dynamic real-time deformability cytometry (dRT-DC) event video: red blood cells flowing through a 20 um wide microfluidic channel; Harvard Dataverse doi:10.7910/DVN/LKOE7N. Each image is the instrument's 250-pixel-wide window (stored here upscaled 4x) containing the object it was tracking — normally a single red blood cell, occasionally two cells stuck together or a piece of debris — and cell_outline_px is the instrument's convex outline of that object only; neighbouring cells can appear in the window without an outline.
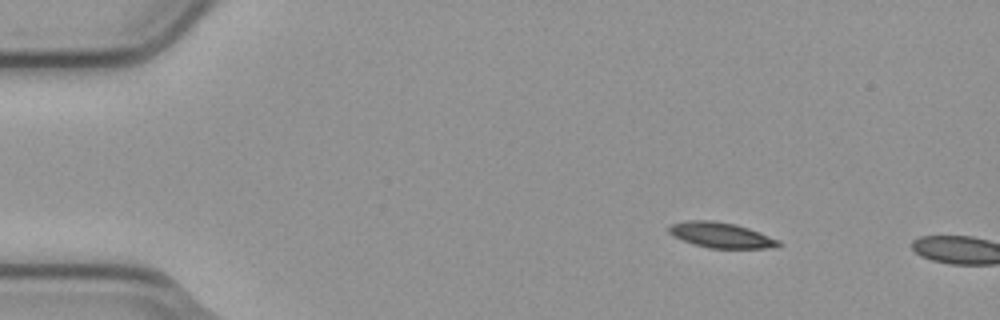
{"species": "common noctule bat (a hibernating species)", "species_latin": "Nyctalus noctula", "temperature_condition": "cold", "stored_images_in_passage": 2, "camera_frame_rate_fps": 3000, "um_per_image_px": 0.085, "animal": {"sex": "male", "body_mass_g": 23.1, "forearm_length_mm": 52.7}, "frame": {"image": 1, "passage_image": 1, "time_ms": 0.0, "image_size_px": [1000, 320], "cell_outline_px": [[780, 244], [776, 248], [708, 248], [692, 244], [672, 236], [668, 232], [668, 228], [672, 224], [688, 220], [708, 220], [736, 224], [760, 232], [780, 240]], "centroid_in_image_um": [61.28, 19.99], "position_along_channel_um": 23.7, "area_um2": 16.3}}